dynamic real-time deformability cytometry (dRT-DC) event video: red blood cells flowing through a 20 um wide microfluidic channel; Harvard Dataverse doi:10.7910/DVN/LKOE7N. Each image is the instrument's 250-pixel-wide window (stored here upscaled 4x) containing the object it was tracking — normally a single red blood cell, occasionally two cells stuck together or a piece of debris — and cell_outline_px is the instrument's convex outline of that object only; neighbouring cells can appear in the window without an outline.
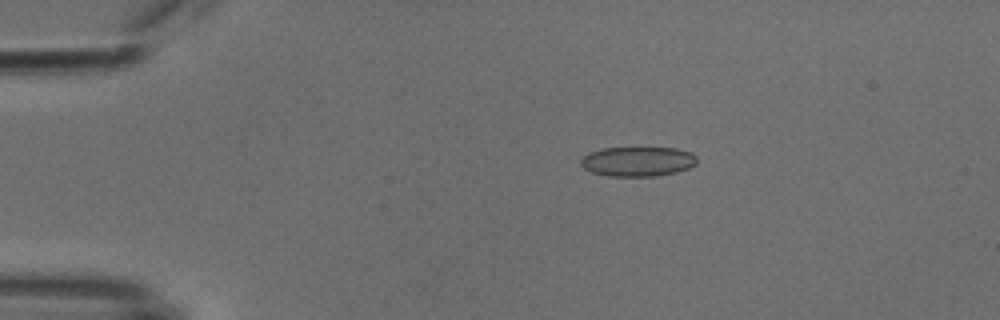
{"species": "common noctule bat (a hibernating species)", "species_latin": "Nyctalus noctula", "temperature_condition": "cold", "stored_images_in_passage": 7, "camera_frame_rate_fps": 3000, "um_per_image_px": 0.085, "animal": {"sex": "male", "body_mass_g": 18.8}, "frame": {"image": 1, "passage_image": 2, "time_ms": 0.333, "image_size_px": [1000, 320], "cell_outline_px": [[696, 164], [688, 168], [676, 172], [656, 176], [608, 176], [592, 172], [584, 168], [580, 164], [580, 160], [584, 156], [592, 152], [604, 148], [676, 148], [692, 152], [696, 156]], "centroid_in_image_um": [54.23, 13.73], "position_along_channel_um": 30.8, "area_um2": 20.0}}